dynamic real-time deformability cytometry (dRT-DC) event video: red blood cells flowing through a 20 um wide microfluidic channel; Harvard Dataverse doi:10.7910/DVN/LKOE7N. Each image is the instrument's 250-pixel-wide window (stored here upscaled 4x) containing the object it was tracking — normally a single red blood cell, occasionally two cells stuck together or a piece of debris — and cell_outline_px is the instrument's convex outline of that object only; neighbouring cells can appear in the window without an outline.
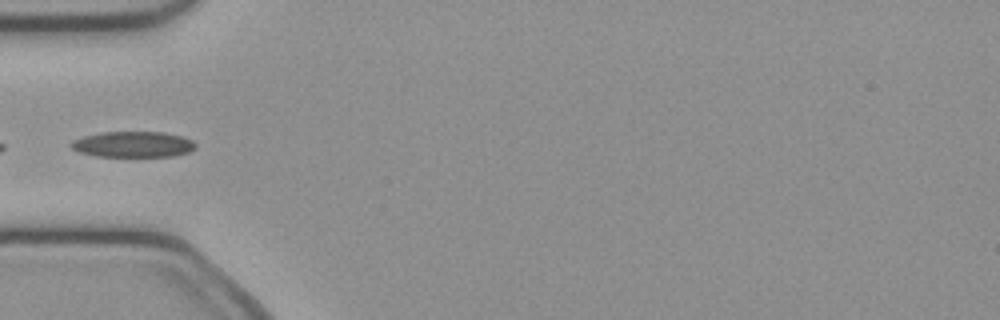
{"species": "common noctule bat (a hibernating species)", "species_latin": "Nyctalus noctula", "temperature_condition": "cold", "stored_images_in_passage": 8, "camera_frame_rate_fps": 3000, "um_per_image_px": 0.085, "animal": {"sex": "female", "body_mass_g": 21.9}, "frame": {"image": 1, "passage_image": 1, "time_ms": 0.0, "image_size_px": [1000, 320], "cell_outline_px": [[196, 148], [188, 152], [172, 156], [96, 156], [80, 152], [72, 148], [68, 144], [72, 140], [84, 136], [100, 132], [164, 132], [180, 136], [192, 140], [196, 144]], "centroid_in_image_um": [11.29, 12.26], "position_along_channel_um": 73.7, "area_um2": 18.67}}
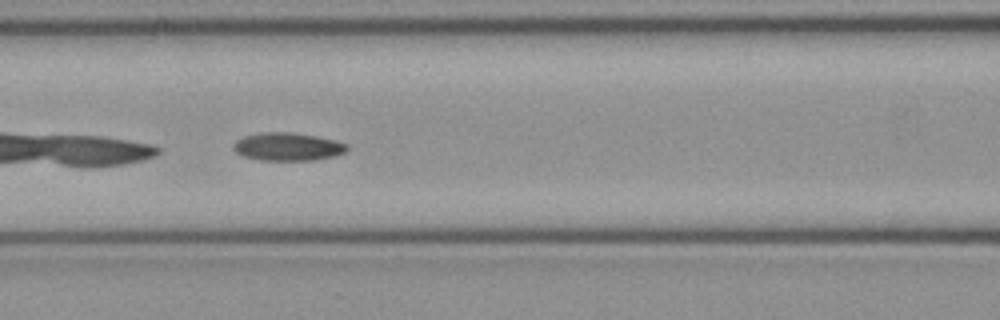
{"frame": {"image": 2, "passage_image": 6, "time_ms": 1.667, "image_size_px": [1000, 320], "cell_outline_px": [[348, 148], [344, 152], [336, 156], [316, 160], [260, 160], [244, 156], [236, 152], [232, 148], [232, 144], [236, 140], [244, 136], [260, 132], [292, 132], [316, 136], [336, 140], [348, 144]], "centroid_in_image_um": [24.46, 12.46], "position_along_channel_um": 142.1, "area_um2": 18.73}}